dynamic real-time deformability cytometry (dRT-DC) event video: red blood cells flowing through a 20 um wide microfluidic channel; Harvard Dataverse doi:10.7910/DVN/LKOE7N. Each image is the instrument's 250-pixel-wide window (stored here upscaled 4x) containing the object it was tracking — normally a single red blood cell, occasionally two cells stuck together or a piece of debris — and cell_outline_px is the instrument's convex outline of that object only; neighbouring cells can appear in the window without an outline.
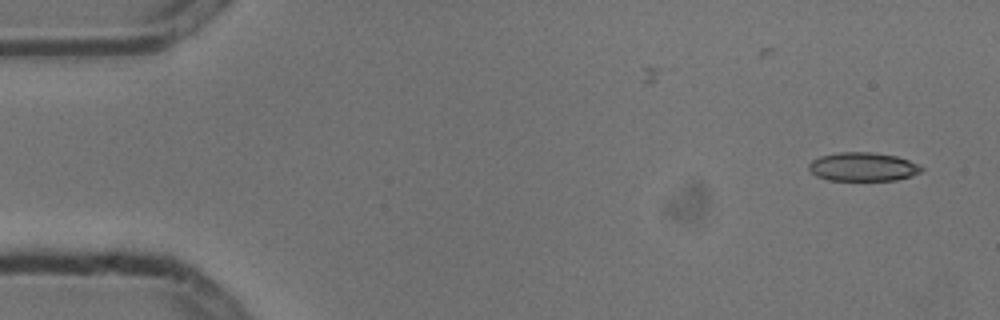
{"species": "common noctule bat (a hibernating species)", "species_latin": "Nyctalus noctula", "temperature_condition": "cold", "stored_images_in_passage": 3, "camera_frame_rate_fps": 3000, "um_per_image_px": 0.085, "animal": {"sex": "male", "body_mass_g": 13.3}, "frame": {"image": 1, "passage_image": 3, "time_ms": 0.667, "image_size_px": [1000, 320], "cell_outline_px": [[924, 168], [920, 172], [912, 176], [896, 180], [828, 180], [816, 176], [808, 168], [808, 164], [812, 160], [820, 156], [840, 152], [872, 152], [896, 156], [920, 164]], "centroid_in_image_um": [73.36, 14.18], "position_along_channel_um": 11.6, "area_um2": 18.9}}